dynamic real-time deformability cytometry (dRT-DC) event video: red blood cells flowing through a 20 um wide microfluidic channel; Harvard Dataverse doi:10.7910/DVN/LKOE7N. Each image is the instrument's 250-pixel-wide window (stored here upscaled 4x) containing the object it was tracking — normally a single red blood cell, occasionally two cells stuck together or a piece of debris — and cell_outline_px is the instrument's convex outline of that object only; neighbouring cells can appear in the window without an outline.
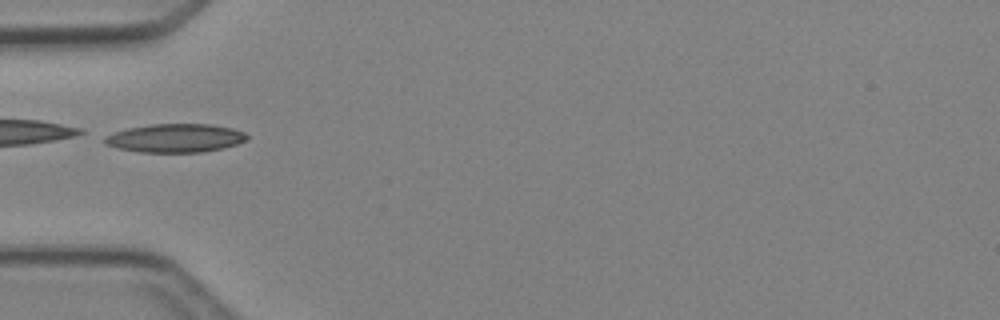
{"species": "Egyptian fruit bat (a non-hibernating species)", "species_latin": "Rousettus aegyptiacus", "temperature_condition": "cold", "stored_images_in_passage": 4, "camera_frame_rate_fps": 3000, "um_per_image_px": 0.085, "animal": {"sex": "female"}, "frame": {"image": 1, "passage_image": 3, "time_ms": 2.333, "image_size_px": [1000, 320], "cell_outline_px": [[248, 140], [224, 148], [204, 152], [140, 152], [116, 148], [104, 144], [104, 136], [112, 132], [128, 128], [152, 124], [212, 124], [232, 128], [244, 132], [248, 136]], "centroid_in_image_um": [14.89, 11.74], "position_along_channel_um": 70.1, "area_um2": 23.87}}
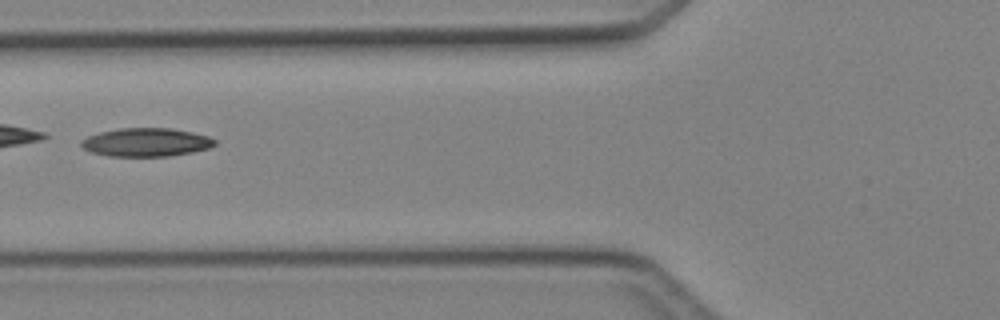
{"frame": {"image": 2, "passage_image": 4, "time_ms": 3.333, "image_size_px": [1000, 320], "cell_outline_px": [[216, 144], [208, 148], [192, 152], [168, 156], [108, 156], [92, 152], [84, 148], [80, 144], [80, 140], [88, 136], [100, 132], [120, 128], [172, 128], [192, 132], [208, 136], [216, 140]], "centroid_in_image_um": [12.42, 12.09], "position_along_channel_um": 113.4, "area_um2": 22.08}}